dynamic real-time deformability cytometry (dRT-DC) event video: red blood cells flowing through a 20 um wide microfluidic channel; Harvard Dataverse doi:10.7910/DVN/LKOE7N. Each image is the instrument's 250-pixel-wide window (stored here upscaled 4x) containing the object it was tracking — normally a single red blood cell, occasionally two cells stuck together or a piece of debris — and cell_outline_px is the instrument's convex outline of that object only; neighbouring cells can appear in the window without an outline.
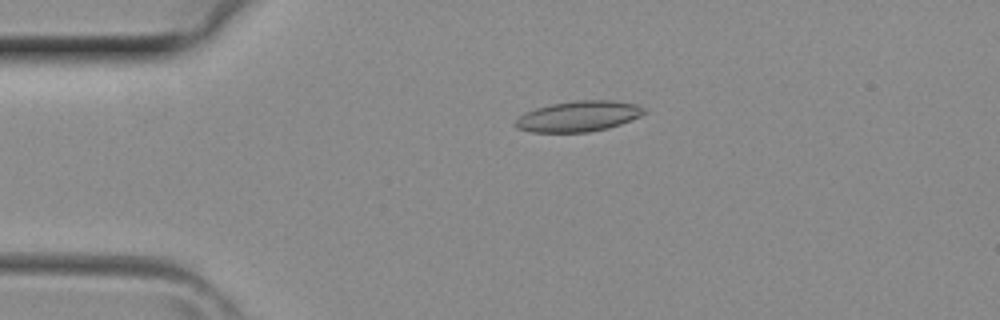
{"species": "common noctule bat (a hibernating species)", "species_latin": "Nyctalus noctula", "temperature_condition": "room temperature", "stored_images_in_passage": 4, "camera_frame_rate_fps": 3000, "um_per_image_px": 0.085, "animal": {"sex": "female", "body_mass_g": 29.2, "forearm_length_mm": 56.3}, "frame": {"image": 1, "passage_image": 4, "time_ms": 1.0, "image_size_px": [1000, 320], "cell_outline_px": [[644, 112], [640, 116], [620, 124], [608, 128], [588, 132], [532, 132], [516, 128], [516, 120], [524, 112], [536, 108], [552, 104], [576, 100], [612, 100], [636, 104], [644, 108]], "centroid_in_image_um": [49.16, 9.88], "position_along_channel_um": 35.8, "area_um2": 22.77}}